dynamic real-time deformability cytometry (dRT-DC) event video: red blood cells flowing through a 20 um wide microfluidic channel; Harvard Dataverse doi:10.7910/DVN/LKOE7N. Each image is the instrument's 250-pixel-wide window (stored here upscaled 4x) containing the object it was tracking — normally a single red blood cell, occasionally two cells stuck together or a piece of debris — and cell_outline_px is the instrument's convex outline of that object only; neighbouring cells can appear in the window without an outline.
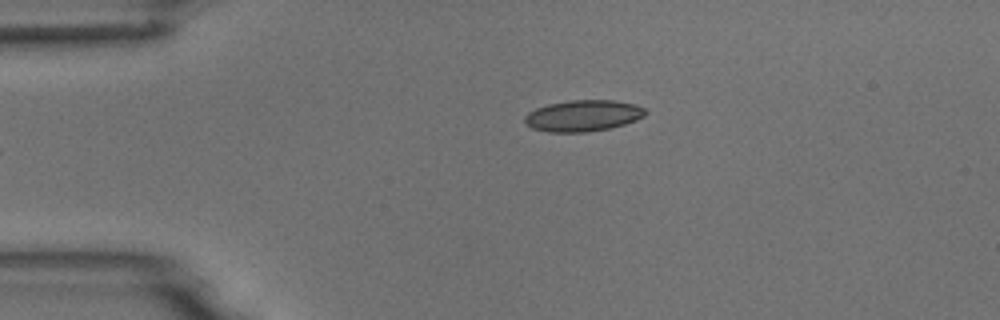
{"species": "common noctule bat (a hibernating species)", "species_latin": "Nyctalus noctula", "temperature_condition": "room temperature", "stored_images_in_passage": 4, "camera_frame_rate_fps": 3000, "um_per_image_px": 0.085, "animal": {"sex": "male", "body_mass_g": 18.8}, "frame": {"image": 1, "passage_image": 4, "time_ms": 4.333, "image_size_px": [1000, 320], "cell_outline_px": [[648, 112], [644, 116], [636, 120], [612, 128], [588, 132], [548, 132], [532, 128], [524, 124], [524, 116], [528, 112], [536, 108], [548, 104], [572, 100], [612, 100], [636, 104], [644, 108]], "centroid_in_image_um": [49.55, 9.84], "position_along_channel_um": 35.4, "area_um2": 22.2}}